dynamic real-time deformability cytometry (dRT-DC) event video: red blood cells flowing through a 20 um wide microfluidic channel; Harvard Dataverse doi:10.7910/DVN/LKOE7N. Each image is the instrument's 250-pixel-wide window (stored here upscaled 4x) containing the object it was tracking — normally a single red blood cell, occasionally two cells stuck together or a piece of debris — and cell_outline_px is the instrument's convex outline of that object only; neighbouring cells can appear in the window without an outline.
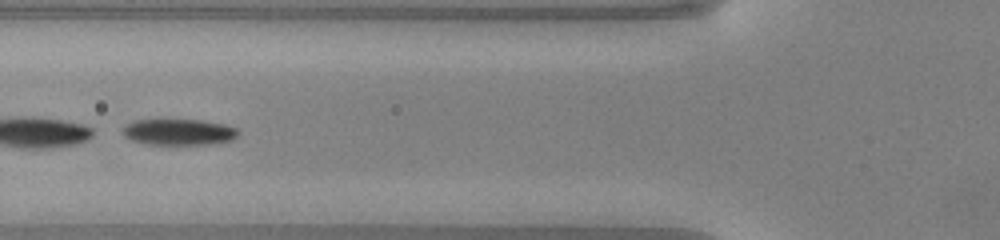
{"species": "common noctule bat (a hibernating species)", "species_latin": "Nyctalus noctula", "temperature_condition": "warm", "stored_images_in_passage": 31, "camera_frame_rate_fps": 3000, "um_per_image_px": 0.085, "animal": {"sex": "male", "body_mass_g": 20.0, "forearm_length_mm": 53.3}, "frame": {"image": 1, "passage_image": 5, "time_ms": 1.333, "image_size_px": [1000, 240], "cell_outline_px": [[240, 132], [232, 140], [208, 144], [148, 144], [132, 140], [124, 136], [124, 124], [132, 120], [200, 120], [224, 124], [236, 128]], "centroid_in_image_um": [15.19, 11.21], "position_along_channel_um": 110.6, "area_um2": 17.46}}
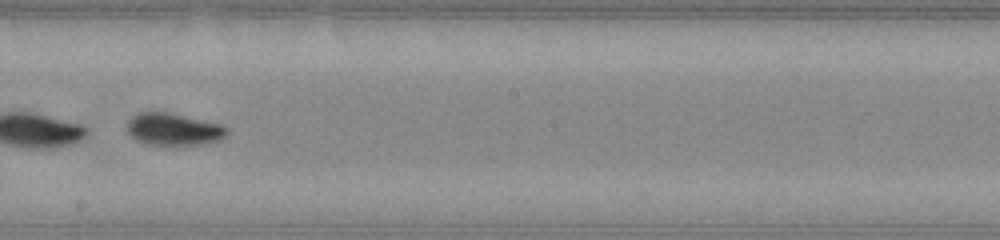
{"frame": {"image": 2, "passage_image": 14, "time_ms": 4.333, "image_size_px": [1000, 240], "cell_outline_px": [[228, 132], [220, 140], [200, 144], [148, 144], [136, 140], [128, 132], [128, 120], [132, 116], [140, 112], [168, 112], [220, 124], [228, 128]], "centroid_in_image_um": [14.75, 10.98], "position_along_channel_um": 233.5, "area_um2": 18.38}, "authors_computed_cell_mechanics": {"area_um2": 18.3804, "velocity_mm_per_s": 4.1053, "shape_relaxation_time_tau1_ms": 2.9831, "shape_relaxation_time_tau2_ms": 1.0193, "deformation_change_tau1": 0.1852, "deformation_change_tau2": 0.0447}}